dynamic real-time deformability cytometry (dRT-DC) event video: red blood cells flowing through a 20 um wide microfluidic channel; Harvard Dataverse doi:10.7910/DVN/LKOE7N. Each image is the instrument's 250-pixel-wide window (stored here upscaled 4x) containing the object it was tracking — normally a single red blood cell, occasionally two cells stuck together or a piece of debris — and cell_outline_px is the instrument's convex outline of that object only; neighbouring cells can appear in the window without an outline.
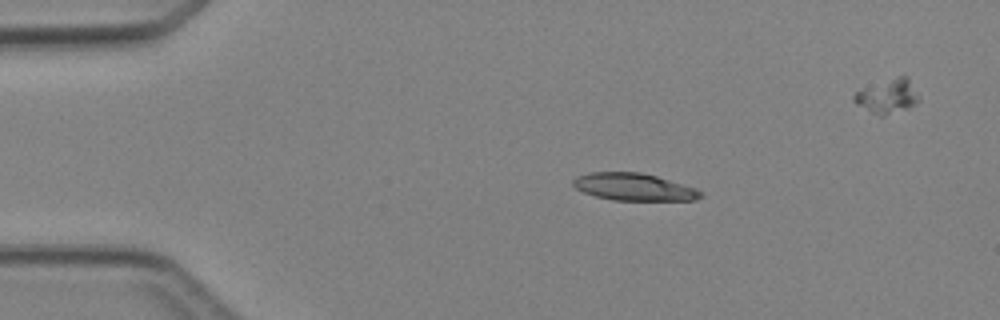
{"species": "Egyptian fruit bat (a non-hibernating species)", "species_latin": "Rousettus aegyptiacus", "temperature_condition": "cold", "stored_images_in_passage": 3, "camera_frame_rate_fps": 3000, "um_per_image_px": 0.085, "animal": {"sex": "female"}, "frame": {"image": 1, "passage_image": 1, "time_ms": 0.0, "image_size_px": [1000, 320], "cell_outline_px": [[704, 196], [696, 200], [612, 200], [596, 196], [584, 192], [576, 188], [572, 184], [572, 180], [576, 176], [588, 172], [640, 172], [656, 176], [696, 188], [704, 192]], "centroid_in_image_um": [53.89, 15.89], "position_along_channel_um": 31.1, "area_um2": 20.35}}